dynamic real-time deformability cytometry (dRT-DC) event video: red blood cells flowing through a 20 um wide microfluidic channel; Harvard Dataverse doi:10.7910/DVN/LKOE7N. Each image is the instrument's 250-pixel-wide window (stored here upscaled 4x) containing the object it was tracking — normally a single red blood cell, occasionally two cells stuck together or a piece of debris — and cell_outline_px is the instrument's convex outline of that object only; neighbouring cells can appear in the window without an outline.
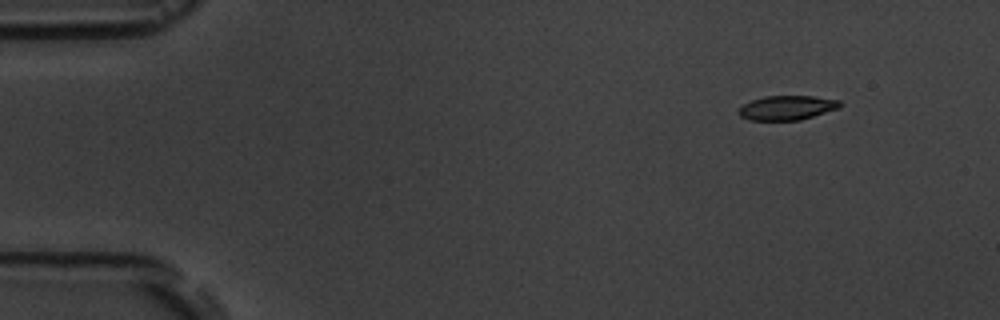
{"species": "common noctule bat (a hibernating species)", "species_latin": "Nyctalus noctula", "temperature_condition": "room temperature", "stored_images_in_passage": 4, "camera_frame_rate_fps": 3000, "um_per_image_px": 0.085, "animal": {"sex": "male", "body_mass_g": 19.5, "forearm_length_mm": 54.6}, "frame": {"image": 1, "passage_image": 1, "time_ms": 0.0, "image_size_px": [1000, 320], "cell_outline_px": [[844, 104], [840, 108], [800, 120], [748, 120], [740, 116], [736, 112], [744, 104], [752, 100], [764, 96], [812, 96], [840, 100]], "centroid_in_image_um": [66.92, 9.16], "position_along_channel_um": 18.1, "area_um2": 14.51}}
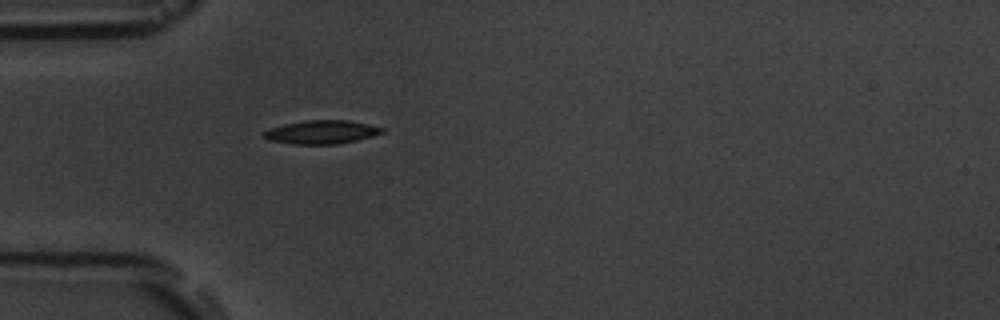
{"frame": {"image": 2, "passage_image": 4, "time_ms": 3.667, "image_size_px": [1000, 320], "cell_outline_px": [[384, 132], [372, 136], [356, 140], [336, 144], [292, 144], [268, 140], [264, 136], [264, 132], [272, 128], [284, 124], [304, 120], [348, 120], [368, 124], [384, 128]], "centroid_in_image_um": [27.34, 11.22], "position_along_channel_um": 57.7, "area_um2": 16.07}}